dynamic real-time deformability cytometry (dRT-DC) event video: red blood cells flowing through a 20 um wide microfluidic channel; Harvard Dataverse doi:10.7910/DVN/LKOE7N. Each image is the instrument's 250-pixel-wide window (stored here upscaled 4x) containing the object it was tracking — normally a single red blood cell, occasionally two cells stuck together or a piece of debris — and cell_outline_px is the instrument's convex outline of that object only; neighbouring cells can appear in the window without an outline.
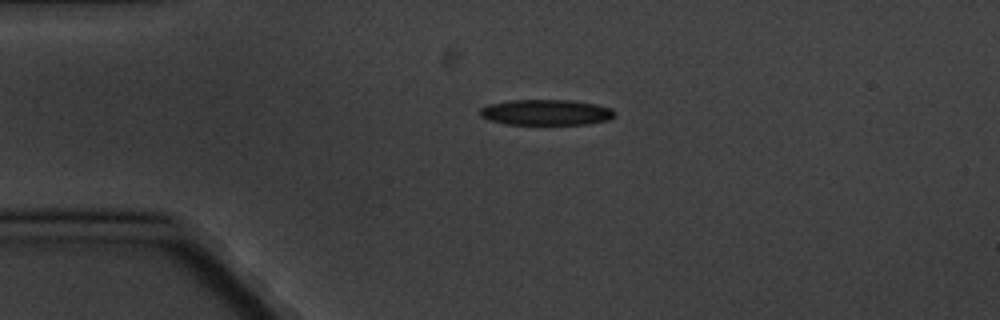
{"species": "common noctule bat (a hibernating species)", "species_latin": "Nyctalus noctula", "temperature_condition": "cold", "stored_images_in_passage": 2, "camera_frame_rate_fps": 3000, "um_per_image_px": 0.085, "animal": {"sex": "male", "body_mass_g": 20.1, "forearm_length_mm": 53.5}, "frame": {"image": 1, "passage_image": 1, "time_ms": 0.0, "image_size_px": [1000, 320], "cell_outline_px": [[616, 116], [608, 120], [588, 124], [504, 124], [488, 120], [480, 116], [480, 108], [488, 104], [508, 100], [572, 100], [596, 104], [612, 108], [616, 112]], "centroid_in_image_um": [46.42, 9.55], "position_along_channel_um": 38.6, "area_um2": 20.4}}